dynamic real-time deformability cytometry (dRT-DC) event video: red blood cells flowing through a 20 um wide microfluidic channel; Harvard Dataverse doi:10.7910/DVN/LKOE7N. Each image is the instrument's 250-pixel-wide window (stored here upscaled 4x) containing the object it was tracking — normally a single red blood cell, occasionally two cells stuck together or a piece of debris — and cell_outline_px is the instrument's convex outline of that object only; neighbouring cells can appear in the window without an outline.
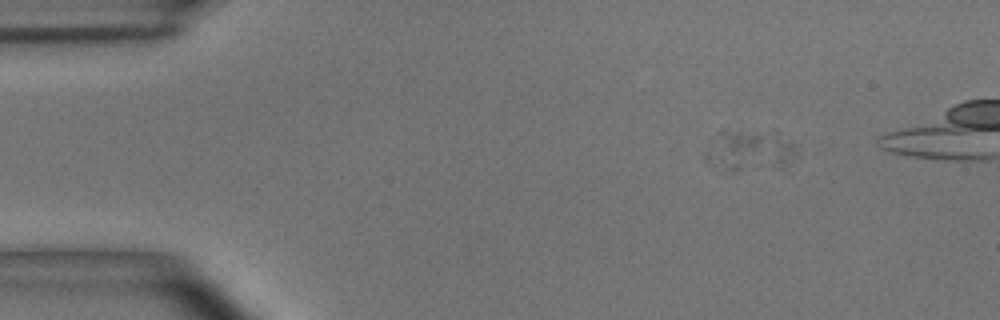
{"species": "common noctule bat (a hibernating species)", "species_latin": "Nyctalus noctula", "temperature_condition": "room temperature", "stored_images_in_passage": 48, "segment_of_instrument_passage": [1, 2], "camera_frame_rate_fps": 3000, "um_per_image_px": 0.085, "animal": {"sex": "male", "body_mass_g": 15.6}, "frame": {"image": 1, "passage_image": 4, "time_ms": 1.0, "image_size_px": [1000, 320], "cell_outline_px": [[796, 156], [784, 160], [780, 160], [732, 148], [724, 144], [716, 132], [720, 128], [724, 128], [776, 132], [792, 144]], "centroid_in_image_um": [64.42, 12.14], "position_along_channel_um": 20.6, "area_um2": 11.56}}